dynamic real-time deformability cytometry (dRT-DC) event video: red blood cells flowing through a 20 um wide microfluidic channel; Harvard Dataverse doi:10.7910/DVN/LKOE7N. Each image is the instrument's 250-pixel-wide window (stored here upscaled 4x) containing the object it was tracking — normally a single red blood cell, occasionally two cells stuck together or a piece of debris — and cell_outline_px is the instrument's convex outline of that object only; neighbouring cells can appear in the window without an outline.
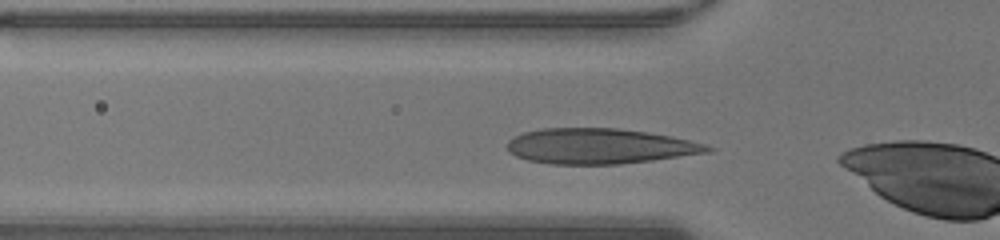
{"species": "human", "species_latin": "Homo sapiens", "temperature_condition": "warm", "stored_images_in_passage": 25, "camera_frame_rate_fps": 3000, "um_per_image_px": 0.085, "donor": {"sex": "male"}, "frame": {"image": 1, "passage_image": 2, "time_ms": 0.333, "image_size_px": [1000, 240], "cell_outline_px": [[716, 148], [712, 152], [652, 160], [620, 164], [552, 164], [528, 160], [516, 156], [508, 152], [508, 140], [524, 132], [540, 128], [616, 128], [648, 132], [672, 136], [704, 144]], "centroid_in_image_um": [50.98, 12.42], "position_along_channel_um": 74.8, "area_um2": 41.33}}
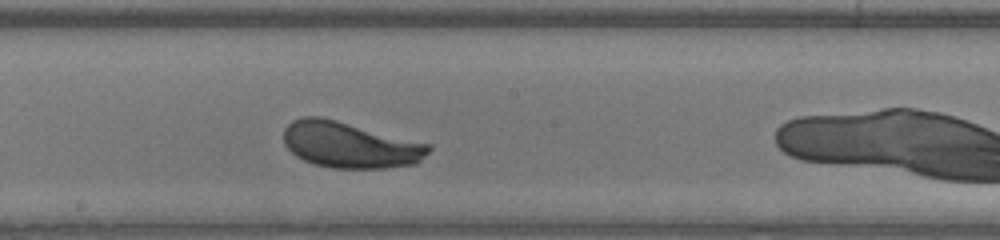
{"frame": {"image": 2, "passage_image": 12, "time_ms": 3.667, "image_size_px": [1000, 240], "cell_outline_px": [[432, 148], [416, 164], [384, 168], [332, 168], [316, 164], [304, 160], [296, 156], [284, 144], [284, 128], [292, 120], [300, 116], [320, 116], [432, 144]], "centroid_in_image_um": [29.74, 12.31], "position_along_channel_um": 218.5, "area_um2": 38.96}}
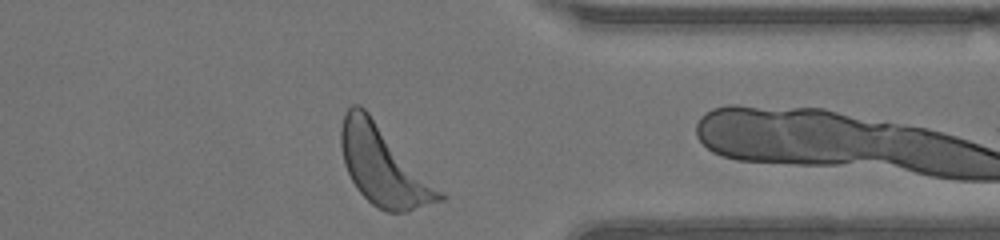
{"frame": {"image": 3, "passage_image": 24, "time_ms": 7.667, "image_size_px": [1000, 240], "cell_outline_px": [[448, 196], [444, 200], [404, 212], [388, 212], [372, 204], [356, 188], [344, 164], [340, 144], [340, 128], [344, 112], [352, 104], [360, 104], [368, 112]], "centroid_in_image_um": [32.59, 14.08], "position_along_channel_um": 378.8, "area_um2": 45.2}}